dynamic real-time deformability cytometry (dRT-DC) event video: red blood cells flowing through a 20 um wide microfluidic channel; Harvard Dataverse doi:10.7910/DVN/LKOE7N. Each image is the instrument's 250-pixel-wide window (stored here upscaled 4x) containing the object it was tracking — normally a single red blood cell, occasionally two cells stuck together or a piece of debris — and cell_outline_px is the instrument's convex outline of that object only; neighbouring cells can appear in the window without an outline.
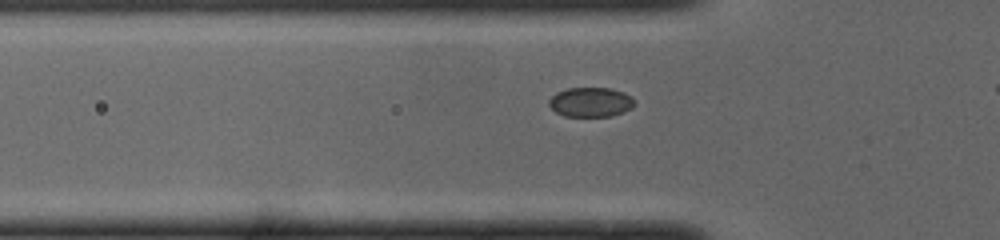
{"species": "common noctule bat (a hibernating species)", "species_latin": "Nyctalus noctula", "temperature_condition": "cold", "stored_images_in_passage": 22, "camera_frame_rate_fps": 3000, "um_per_image_px": 0.085, "animal": {"sex": "male", "body_mass_g": 19.0, "forearm_length_mm": 50.8}, "frame": {"image": 1, "passage_image": 10, "time_ms": 3.0, "image_size_px": [1000, 240], "cell_outline_px": [[636, 104], [632, 108], [624, 112], [612, 116], [564, 116], [556, 112], [548, 104], [548, 100], [556, 92], [568, 88], [612, 88], [624, 92], [632, 96]], "centroid_in_image_um": [50.24, 8.67], "position_along_channel_um": 75.6, "area_um2": 14.91}}
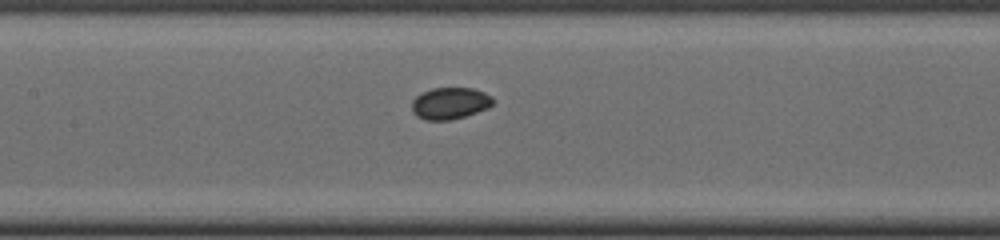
{"frame": {"image": 2, "passage_image": 17, "time_ms": 5.333, "image_size_px": [1000, 240], "cell_outline_px": [[496, 100], [488, 108], [464, 116], [448, 120], [428, 120], [416, 116], [412, 108], [412, 100], [420, 92], [432, 88], [472, 88], [484, 92], [492, 96]], "centroid_in_image_um": [38.25, 8.76], "position_along_channel_um": 169.1, "area_um2": 15.03}}
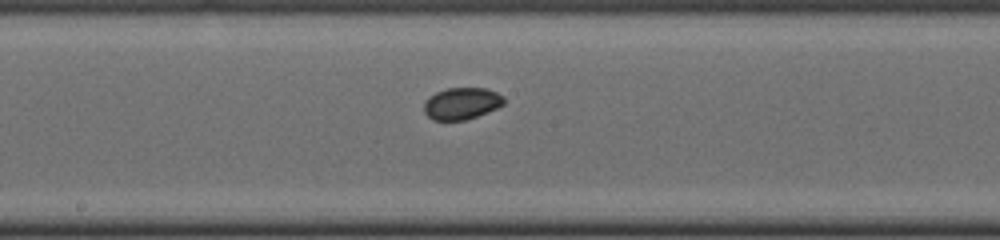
{"frame": {"image": 3, "passage_image": 20, "time_ms": 6.333, "image_size_px": [1000, 240], "cell_outline_px": [[504, 104], [496, 108], [476, 116], [464, 120], [432, 120], [424, 112], [424, 100], [428, 96], [436, 92], [448, 88], [488, 88], [504, 96]], "centroid_in_image_um": [39.22, 8.78], "position_along_channel_um": 209.0, "area_um2": 14.85}}